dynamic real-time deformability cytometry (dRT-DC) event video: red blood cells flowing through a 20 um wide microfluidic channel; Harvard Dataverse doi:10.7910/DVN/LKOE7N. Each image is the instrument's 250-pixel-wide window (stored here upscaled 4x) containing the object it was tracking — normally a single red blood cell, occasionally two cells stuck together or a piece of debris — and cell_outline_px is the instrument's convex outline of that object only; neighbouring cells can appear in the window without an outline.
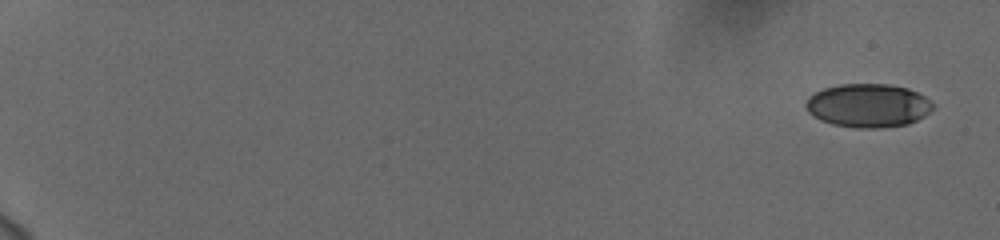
{"species": "human", "species_latin": "Homo sapiens", "temperature_condition": "cold", "stored_images_in_passage": 56, "camera_frame_rate_fps": 3000, "um_per_image_px": 0.085, "donor": {"sex": "female"}, "frame": {"image": 1, "passage_image": 1, "time_ms": 0.0, "image_size_px": [1000, 240], "cell_outline_px": [[936, 108], [924, 116], [908, 124], [880, 128], [856, 128], [832, 124], [820, 120], [808, 112], [804, 104], [808, 96], [824, 88], [840, 84], [888, 84], [908, 88], [924, 96], [936, 104]], "centroid_in_image_um": [73.8, 8.97], "position_along_channel_um": 11.2, "area_um2": 32.54}}
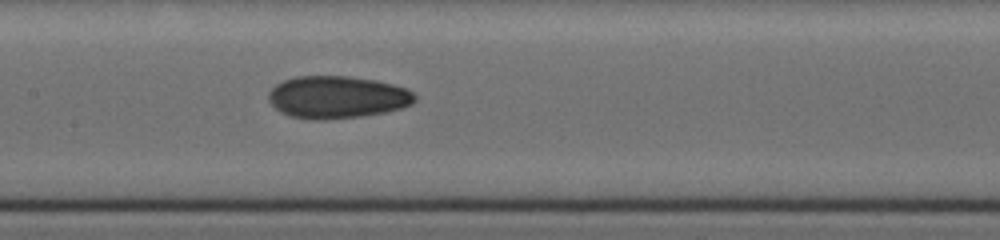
{"frame": {"image": 2, "passage_image": 31, "time_ms": 10.0, "image_size_px": [1000, 240], "cell_outline_px": [[416, 100], [412, 104], [400, 108], [384, 112], [360, 116], [320, 120], [316, 120], [292, 116], [280, 112], [268, 100], [268, 92], [276, 84], [284, 80], [296, 76], [348, 76], [376, 80], [392, 84], [404, 88], [412, 92], [416, 96]], "centroid_in_image_um": [28.64, 8.25], "position_along_channel_um": 178.8, "area_um2": 35.95}}
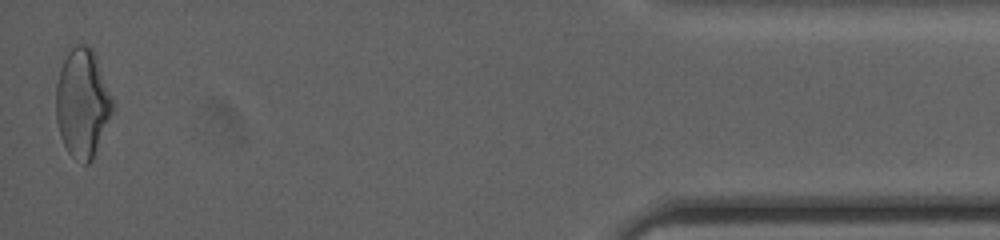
{"frame": {"image": 3, "passage_image": 56, "time_ms": 18.333, "image_size_px": [1000, 240], "cell_outline_px": [[112, 112], [92, 160], [88, 164], [84, 164], [72, 156], [68, 152], [60, 136], [56, 120], [56, 84], [60, 68], [68, 44], [84, 44], [92, 48], [96, 56], [112, 100]], "centroid_in_image_um": [6.96, 8.71], "position_along_channel_um": 428.2, "area_um2": 35.72}, "authors_computed_cell_mechanics": {"area_um2": 33.9575, "velocity_mm_per_s": 3.7659, "shape_relaxation_time_tau1_ms": null, "shape_relaxation_time_tau2_ms": 3.0302, "deformation_change_tau1": null, "deformation_change_tau2": 0.0789}}